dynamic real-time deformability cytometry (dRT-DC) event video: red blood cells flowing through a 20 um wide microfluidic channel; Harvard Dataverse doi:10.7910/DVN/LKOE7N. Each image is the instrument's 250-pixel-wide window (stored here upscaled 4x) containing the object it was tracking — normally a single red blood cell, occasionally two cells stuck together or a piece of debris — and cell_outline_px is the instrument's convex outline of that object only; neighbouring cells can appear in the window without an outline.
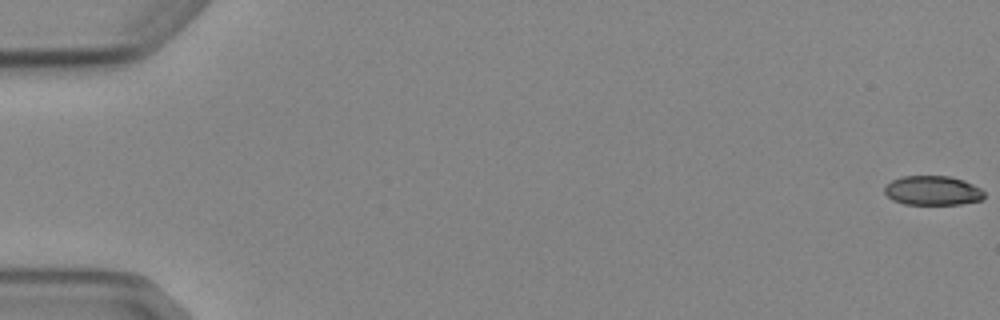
{"species": "Egyptian fruit bat (a non-hibernating species)", "species_latin": "Rousettus aegyptiacus", "temperature_condition": "cold", "stored_images_in_passage": 6, "camera_frame_rate_fps": 3000, "um_per_image_px": 0.085, "animal": {"sex": "female"}, "frame": {"image": 1, "passage_image": 1, "time_ms": 0.0, "image_size_px": [1000, 320], "cell_outline_px": [[984, 196], [980, 200], [960, 204], [904, 204], [892, 200], [884, 192], [884, 188], [892, 180], [900, 176], [948, 176], [964, 180], [980, 188], [984, 192]], "centroid_in_image_um": [79.26, 16.19], "position_along_channel_um": 5.7, "area_um2": 16.99}}
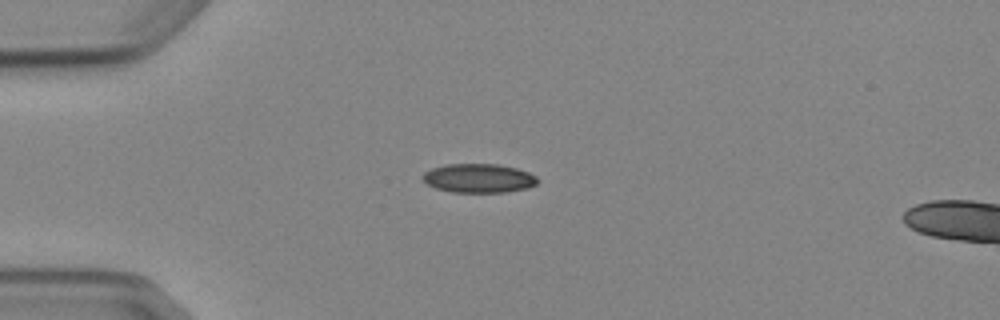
{"frame": {"image": 2, "passage_image": 5, "time_ms": 4.667, "image_size_px": [1000, 320], "cell_outline_px": [[536, 184], [524, 188], [504, 192], [452, 192], [436, 188], [428, 184], [424, 180], [424, 172], [432, 168], [444, 164], [500, 164], [516, 168], [528, 172], [536, 176]], "centroid_in_image_um": [40.67, 15.13], "position_along_channel_um": 44.3, "area_um2": 19.13}}